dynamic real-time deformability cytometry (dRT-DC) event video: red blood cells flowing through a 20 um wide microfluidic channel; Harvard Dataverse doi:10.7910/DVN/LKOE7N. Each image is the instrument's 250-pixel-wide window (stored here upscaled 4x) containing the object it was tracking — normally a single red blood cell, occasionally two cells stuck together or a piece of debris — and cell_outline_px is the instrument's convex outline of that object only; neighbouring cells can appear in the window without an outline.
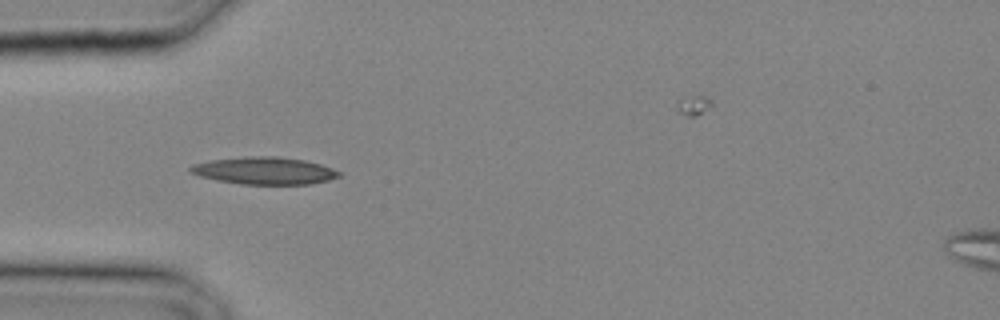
{"species": "common noctule bat (a hibernating species)", "species_latin": "Nyctalus noctula", "temperature_condition": "cold", "stored_images_in_passage": 28, "camera_frame_rate_fps": 3000, "um_per_image_px": 0.085, "animal": {"sex": "male", "body_mass_g": 20.4}, "frame": {"image": 1, "passage_image": 9, "time_ms": 2.667, "image_size_px": [1000, 320], "cell_outline_px": [[344, 172], [340, 176], [328, 180], [312, 184], [240, 184], [200, 176], [188, 172], [188, 168], [192, 164], [212, 160], [244, 156], [276, 156], [304, 160], [320, 164]], "centroid_in_image_um": [22.49, 14.5], "position_along_channel_um": 62.5, "area_um2": 23.7}}
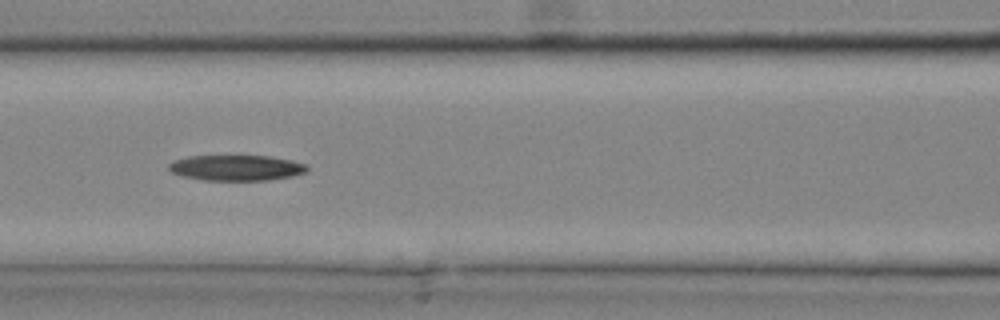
{"frame": {"image": 2, "passage_image": 13, "time_ms": 4.0, "image_size_px": [1000, 320], "cell_outline_px": [[308, 172], [292, 176], [268, 180], [200, 180], [180, 176], [172, 172], [168, 168], [168, 164], [172, 160], [188, 156], [272, 156], [292, 160], [308, 164]], "centroid_in_image_um": [20.09, 14.26], "position_along_channel_um": 146.5, "area_um2": 20.92}}